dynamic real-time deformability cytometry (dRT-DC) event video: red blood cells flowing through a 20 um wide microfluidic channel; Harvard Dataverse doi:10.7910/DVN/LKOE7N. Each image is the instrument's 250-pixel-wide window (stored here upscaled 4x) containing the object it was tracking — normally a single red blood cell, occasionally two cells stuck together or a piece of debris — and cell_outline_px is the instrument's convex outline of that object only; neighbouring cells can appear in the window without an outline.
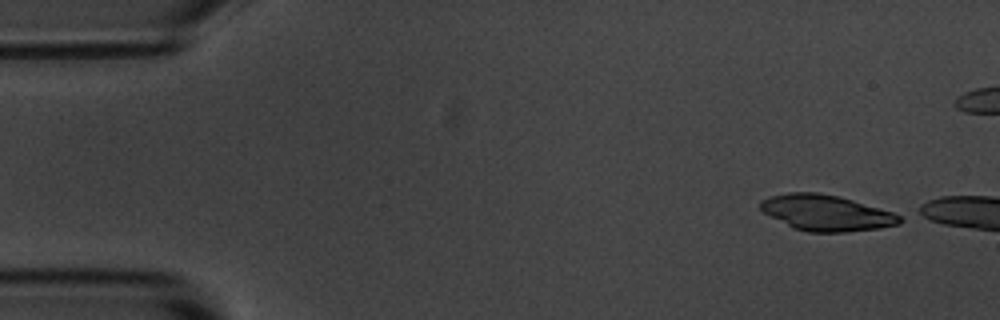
{"species": "common noctule bat (a hibernating species)", "species_latin": "Nyctalus noctula", "temperature_condition": "room temperature", "stored_images_in_passage": 5, "camera_frame_rate_fps": 3000, "um_per_image_px": 0.085, "animal": {"sex": "male", "body_mass_g": 20.1, "forearm_length_mm": 53.5}, "frame": {"image": 1, "passage_image": 1, "time_ms": 0.0, "image_size_px": [1000, 320], "cell_outline_px": [[904, 220], [900, 224], [880, 228], [844, 232], [808, 232], [792, 228], [764, 212], [760, 208], [760, 200], [768, 196], [788, 192], [816, 192], [840, 196], [892, 212], [900, 216]], "centroid_in_image_um": [70.22, 18.09], "position_along_channel_um": 14.8, "area_um2": 29.13}}